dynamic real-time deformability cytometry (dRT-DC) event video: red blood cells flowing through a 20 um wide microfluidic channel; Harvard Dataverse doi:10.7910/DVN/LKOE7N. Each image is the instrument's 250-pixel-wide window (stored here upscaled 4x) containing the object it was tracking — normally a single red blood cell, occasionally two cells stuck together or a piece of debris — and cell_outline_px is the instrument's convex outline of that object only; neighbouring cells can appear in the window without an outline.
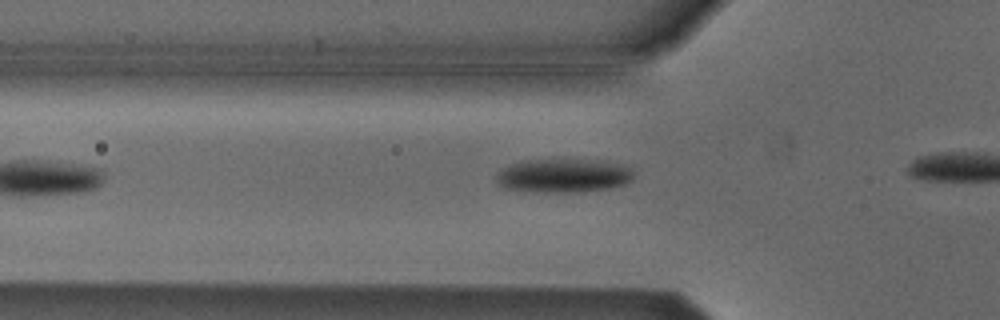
{"species": "Egyptian fruit bat (a non-hibernating species)", "species_latin": "Rousettus aegyptiacus", "temperature_condition": "cold", "stored_images_in_passage": 4, "camera_frame_rate_fps": 3000, "um_per_image_px": 0.085, "animal": {"sex": "male"}, "frame": {"image": 1, "passage_image": 3, "time_ms": 0.667, "image_size_px": [1000, 320], "cell_outline_px": [[636, 172], [632, 180], [624, 184], [608, 188], [584, 192], [536, 192], [504, 188], [496, 180], [496, 176], [504, 168], [520, 160], [552, 156], [604, 160], [632, 168]], "centroid_in_image_um": [47.92, 14.87], "position_along_channel_um": 77.9, "area_um2": 28.32}}